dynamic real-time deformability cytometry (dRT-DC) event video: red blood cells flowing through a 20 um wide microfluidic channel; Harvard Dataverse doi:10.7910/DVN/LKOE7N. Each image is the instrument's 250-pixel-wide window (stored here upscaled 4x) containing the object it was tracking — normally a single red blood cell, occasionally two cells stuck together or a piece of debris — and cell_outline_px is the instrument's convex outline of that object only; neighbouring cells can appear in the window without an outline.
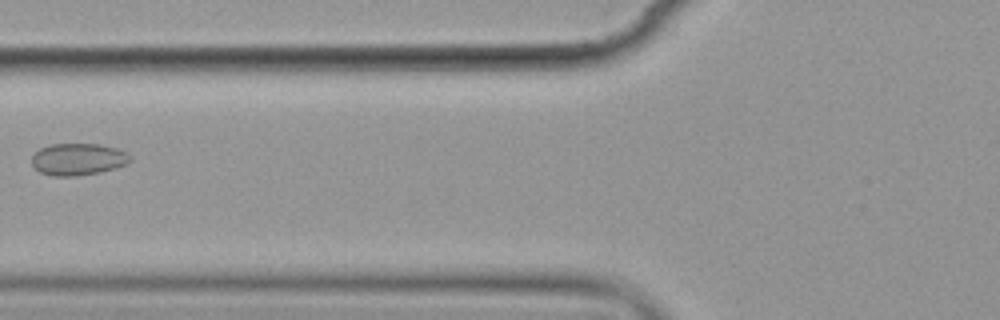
{"species": "common noctule bat (a hibernating species)", "species_latin": "Nyctalus noctula", "temperature_condition": "cold", "stored_images_in_passage": 4, "camera_frame_rate_fps": 3000, "um_per_image_px": 0.085, "animal": {"sex": "female", "body_mass_g": 19.9}, "frame": {"image": 1, "passage_image": 2, "time_ms": 1.333, "image_size_px": [1000, 320], "cell_outline_px": [[132, 160], [124, 164], [100, 172], [76, 176], [52, 176], [40, 172], [32, 164], [32, 156], [40, 148], [52, 144], [96, 144], [116, 148], [124, 152]], "centroid_in_image_um": [6.58, 13.54], "position_along_channel_um": 119.2, "area_um2": 17.98}}
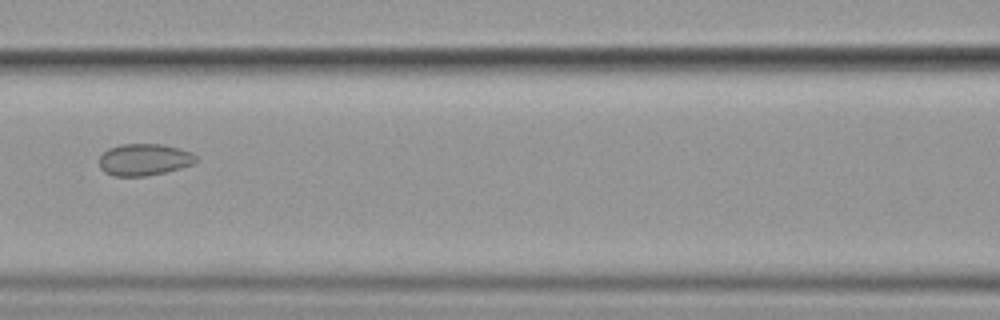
{"frame": {"image": 2, "passage_image": 3, "time_ms": 2.333, "image_size_px": [1000, 320], "cell_outline_px": [[196, 160], [192, 164], [180, 168], [164, 172], [144, 176], [112, 176], [104, 172], [100, 168], [100, 156], [108, 148], [120, 144], [164, 144], [180, 148], [192, 152], [196, 156]], "centroid_in_image_um": [12.24, 13.56], "position_along_channel_um": 154.4, "area_um2": 17.98}}
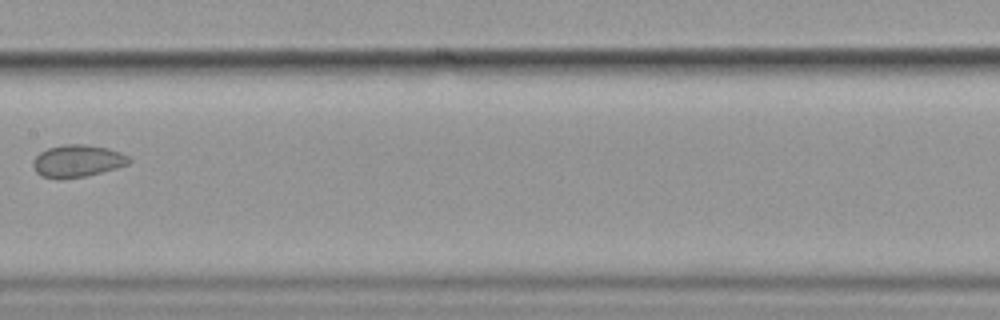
{"frame": {"image": 3, "passage_image": 4, "time_ms": 3.667, "image_size_px": [1000, 320], "cell_outline_px": [[132, 160], [128, 164], [116, 168], [84, 176], [40, 176], [36, 172], [32, 164], [32, 160], [40, 152], [48, 148], [64, 144], [88, 144], [108, 148], [120, 152], [128, 156]], "centroid_in_image_um": [6.6, 13.63], "position_along_channel_um": 200.8, "area_um2": 17.57}}